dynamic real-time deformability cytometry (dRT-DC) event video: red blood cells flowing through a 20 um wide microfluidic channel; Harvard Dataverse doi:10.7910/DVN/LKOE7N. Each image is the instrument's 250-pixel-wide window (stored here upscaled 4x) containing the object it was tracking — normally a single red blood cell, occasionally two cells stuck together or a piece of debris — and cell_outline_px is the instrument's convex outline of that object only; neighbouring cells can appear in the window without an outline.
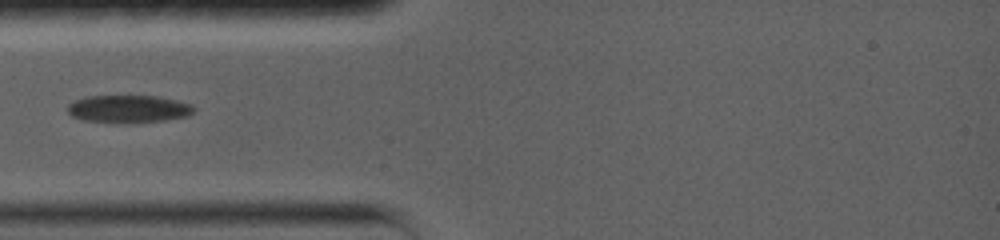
{"species": "common noctule bat (a hibernating species)", "species_latin": "Nyctalus noctula", "temperature_condition": "warm", "stored_images_in_passage": 38, "camera_frame_rate_fps": 5000, "um_per_image_px": 0.085, "animal": {"sex": "female", "body_mass_g": 19.0, "forearm_length_mm": 56.7}, "frame": {"image": 1, "passage_image": 1, "time_ms": 0.0, "image_size_px": [1000, 240], "cell_outline_px": [[196, 108], [188, 116], [164, 120], [84, 120], [72, 116], [68, 112], [68, 104], [76, 100], [88, 96], [156, 96], [176, 100], [192, 104]], "centroid_in_image_um": [10.96, 9.2], "position_along_channel_um": 74.0, "area_um2": 19.25}}
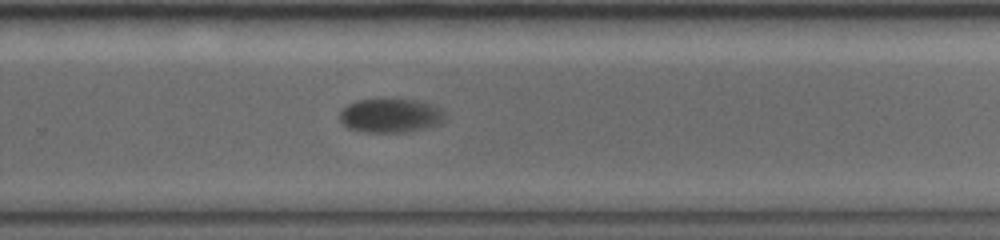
{"frame": {"image": 2, "passage_image": 17, "time_ms": 6.0, "image_size_px": [1000, 240], "cell_outline_px": [[440, 116], [436, 120], [428, 124], [396, 132], [384, 132], [352, 128], [344, 124], [340, 120], [340, 112], [348, 104], [356, 100], [376, 96], [384, 96], [408, 100], [428, 104]], "centroid_in_image_um": [32.9, 9.72], "position_along_channel_um": 296.9, "area_um2": 19.25}}
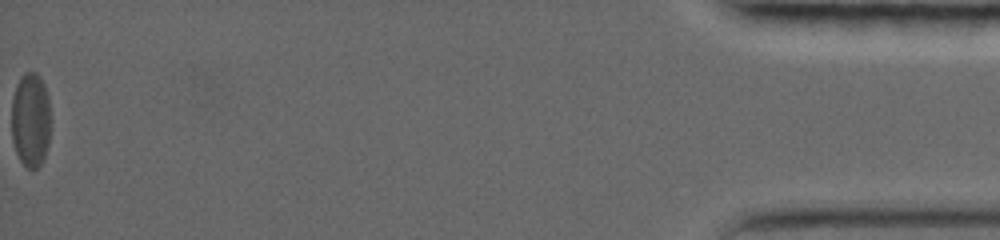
{"frame": {"image": 3, "passage_image": 38, "time_ms": 13.6, "image_size_px": [1000, 240], "cell_outline_px": [[48, 120], [44, 144], [36, 164], [28, 164], [20, 156], [16, 148], [12, 132], [12, 104], [16, 88], [20, 80], [28, 72], [36, 72], [44, 88]], "centroid_in_image_um": [2.52, 10.01], "position_along_channel_um": 432.7, "area_um2": 18.5}}